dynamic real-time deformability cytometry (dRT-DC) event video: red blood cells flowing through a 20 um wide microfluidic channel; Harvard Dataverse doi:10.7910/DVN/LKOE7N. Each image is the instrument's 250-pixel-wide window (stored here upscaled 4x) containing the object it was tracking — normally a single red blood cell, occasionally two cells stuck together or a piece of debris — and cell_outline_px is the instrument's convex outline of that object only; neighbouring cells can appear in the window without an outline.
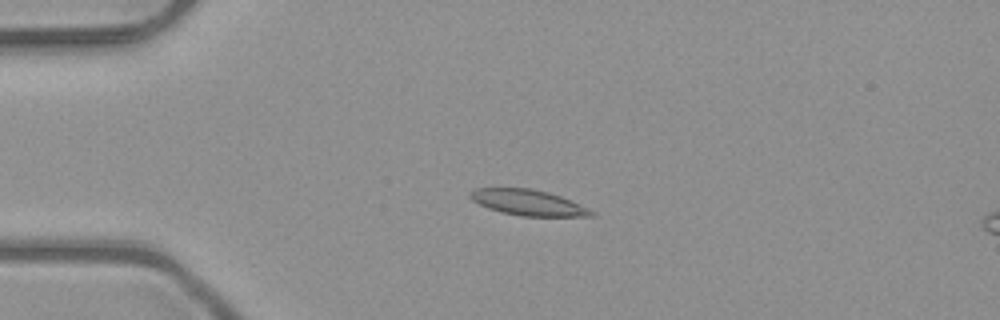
{"species": "common noctule bat (a hibernating species)", "species_latin": "Nyctalus noctula", "temperature_condition": "room temperature", "stored_images_in_passage": 5, "camera_frame_rate_fps": 3000, "um_per_image_px": 0.085, "animal": {"sex": "male", "body_mass_g": 23.1, "forearm_length_mm": 52.7}, "frame": {"image": 1, "passage_image": 3, "time_ms": 0.667, "image_size_px": [1000, 320], "cell_outline_px": [[596, 216], [520, 216], [500, 212], [488, 208], [472, 200], [468, 196], [468, 192], [476, 188], [532, 188], [548, 192], [572, 200], [596, 212]], "centroid_in_image_um": [44.89, 17.21], "position_along_channel_um": 40.1, "area_um2": 18.32}}